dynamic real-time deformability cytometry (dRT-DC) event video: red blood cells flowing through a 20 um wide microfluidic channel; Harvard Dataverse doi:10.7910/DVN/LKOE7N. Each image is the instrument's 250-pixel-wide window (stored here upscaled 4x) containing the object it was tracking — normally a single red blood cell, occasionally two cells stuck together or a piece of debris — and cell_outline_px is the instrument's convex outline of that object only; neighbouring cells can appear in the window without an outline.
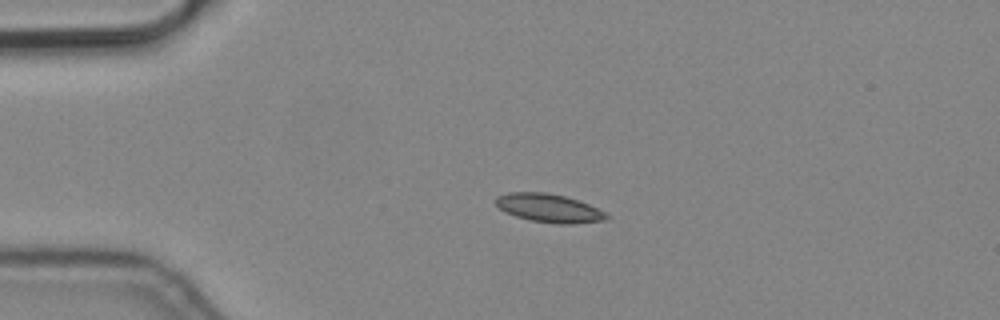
{"species": "common noctule bat (a hibernating species)", "species_latin": "Nyctalus noctula", "temperature_condition": "cold", "stored_images_in_passage": 4, "camera_frame_rate_fps": 3000, "um_per_image_px": 0.085, "animal": {"sex": "male", "body_mass_g": 19.2, "forearm_length_mm": 51.8}, "frame": {"image": 1, "passage_image": 3, "time_ms": 0.667, "image_size_px": [1000, 320], "cell_outline_px": [[608, 220], [568, 224], [560, 224], [528, 220], [504, 212], [496, 204], [496, 196], [508, 192], [544, 192], [564, 196], [588, 204], [604, 212], [608, 216]], "centroid_in_image_um": [46.63, 17.69], "position_along_channel_um": 38.4, "area_um2": 18.21}}